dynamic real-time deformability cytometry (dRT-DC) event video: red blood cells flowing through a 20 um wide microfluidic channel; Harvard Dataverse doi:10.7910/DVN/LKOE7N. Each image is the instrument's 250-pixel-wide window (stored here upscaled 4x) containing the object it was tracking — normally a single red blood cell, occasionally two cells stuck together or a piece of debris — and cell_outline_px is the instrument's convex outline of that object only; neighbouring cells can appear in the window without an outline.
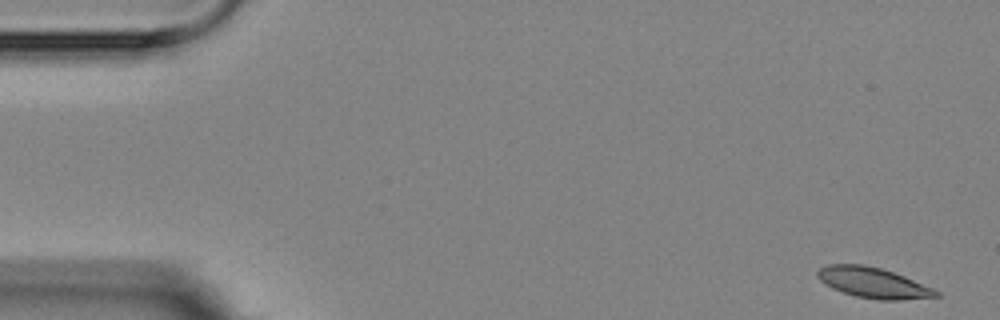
{"species": "Egyptian fruit bat (a non-hibernating species)", "species_latin": "Rousettus aegyptiacus", "temperature_condition": "room temperature", "stored_images_in_passage": 5, "camera_frame_rate_fps": 3000, "um_per_image_px": 0.085, "animal": {"sex": "female"}, "frame": {"image": 1, "passage_image": 1, "time_ms": 0.0, "image_size_px": [1000, 320], "cell_outline_px": [[940, 296], [904, 300], [880, 300], [856, 296], [832, 288], [820, 280], [816, 276], [816, 272], [820, 268], [828, 264], [864, 264], [880, 268], [904, 276], [932, 288], [940, 292]], "centroid_in_image_um": [74.21, 24.03], "position_along_channel_um": 10.8, "area_um2": 20.92}}
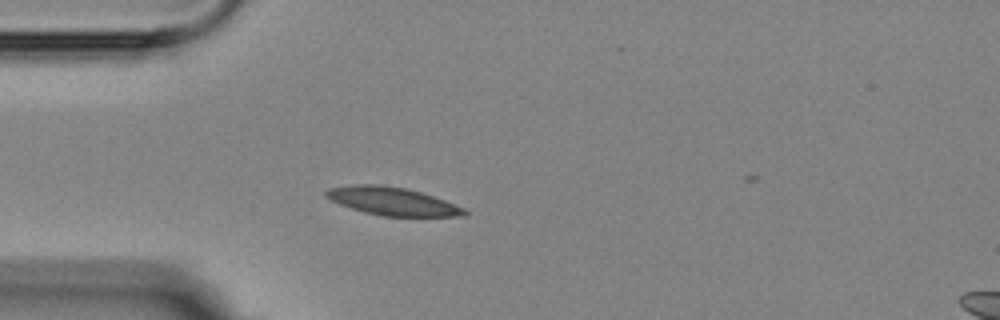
{"frame": {"image": 2, "passage_image": 5, "time_ms": 4.333, "image_size_px": [1000, 320], "cell_outline_px": [[468, 212], [464, 216], [384, 216], [364, 212], [340, 204], [324, 196], [324, 192], [328, 188], [356, 184], [380, 184], [404, 188], [420, 192], [444, 200], [464, 208]], "centroid_in_image_um": [33.32, 17.1], "position_along_channel_um": 51.7, "area_um2": 22.37}}